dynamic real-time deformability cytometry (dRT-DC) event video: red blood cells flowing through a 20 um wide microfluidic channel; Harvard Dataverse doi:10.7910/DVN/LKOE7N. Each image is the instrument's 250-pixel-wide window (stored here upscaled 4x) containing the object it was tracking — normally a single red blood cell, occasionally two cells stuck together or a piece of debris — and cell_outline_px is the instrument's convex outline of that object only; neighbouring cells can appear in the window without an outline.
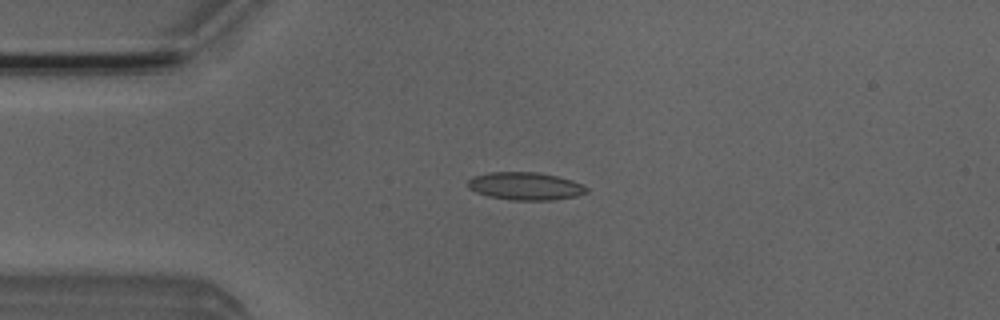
{"species": "Egyptian fruit bat (a non-hibernating species)", "species_latin": "Rousettus aegyptiacus", "temperature_condition": "room temperature", "stored_images_in_passage": 4, "camera_frame_rate_fps": 3000, "um_per_image_px": 0.085, "animal": {"sex": "male"}, "frame": {"image": 1, "passage_image": 3, "time_ms": 0.667, "image_size_px": [1000, 320], "cell_outline_px": [[588, 192], [576, 196], [552, 200], [512, 200], [488, 196], [476, 192], [468, 188], [468, 180], [472, 176], [488, 172], [536, 172], [556, 176], [572, 180], [588, 188]], "centroid_in_image_um": [44.62, 15.82], "position_along_channel_um": 40.4, "area_um2": 19.19}}